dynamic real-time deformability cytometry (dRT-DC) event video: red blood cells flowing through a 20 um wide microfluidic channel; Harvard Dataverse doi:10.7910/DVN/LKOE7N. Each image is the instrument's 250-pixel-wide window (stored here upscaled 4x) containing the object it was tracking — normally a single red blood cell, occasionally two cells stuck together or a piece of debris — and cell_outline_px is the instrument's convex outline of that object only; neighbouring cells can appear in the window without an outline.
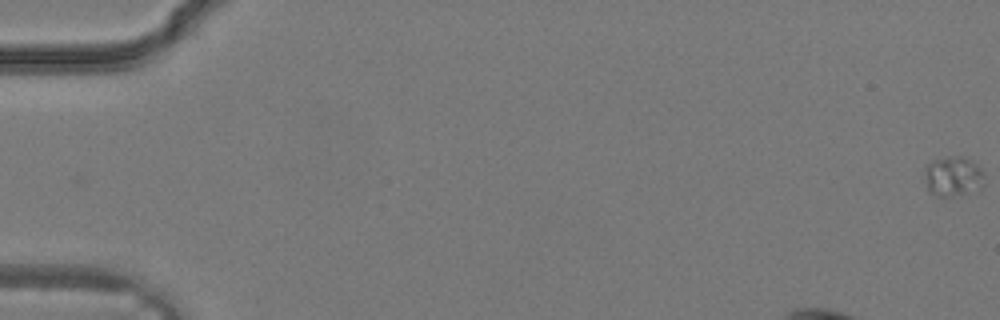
{"species": "common noctule bat (a hibernating species)", "species_latin": "Nyctalus noctula", "temperature_condition": "warm", "stored_images_in_passage": 33, "camera_frame_rate_fps": 3000, "um_per_image_px": 0.085, "animal": {"sex": "male", "body_mass_g": 19.2, "forearm_length_mm": 51.8}, "frame": {"image": 1, "passage_image": 1, "time_ms": 0.0, "image_size_px": [1000, 320], "cell_outline_px": [[984, 184], [964, 192], [948, 196], [936, 196], [928, 188], [924, 180], [924, 168], [928, 164], [936, 160], [948, 156], [964, 156], [976, 164], [984, 172]], "centroid_in_image_um": [80.98, 14.95], "position_along_channel_um": 4.0, "area_um2": 13.53}}
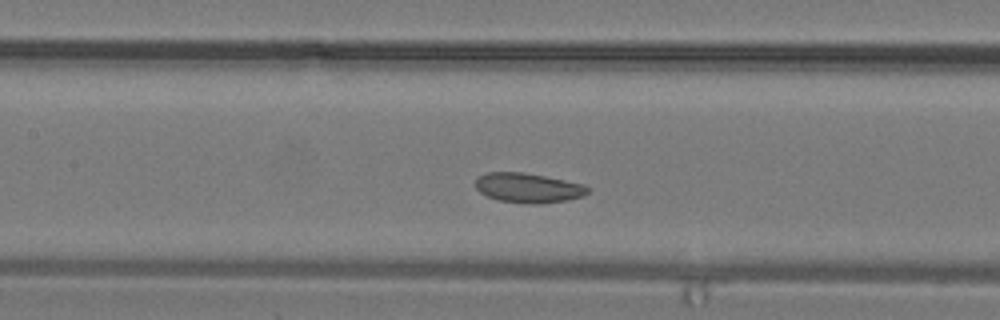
{"frame": {"image": 2, "passage_image": 15, "time_ms": 4.667, "image_size_px": [1000, 320], "cell_outline_px": [[592, 188], [584, 196], [568, 200], [540, 204], [528, 204], [500, 200], [488, 196], [480, 192], [476, 188], [476, 176], [488, 172], [524, 172], [584, 184]], "centroid_in_image_um": [44.92, 15.97], "position_along_channel_um": 162.5, "area_um2": 19.54}}
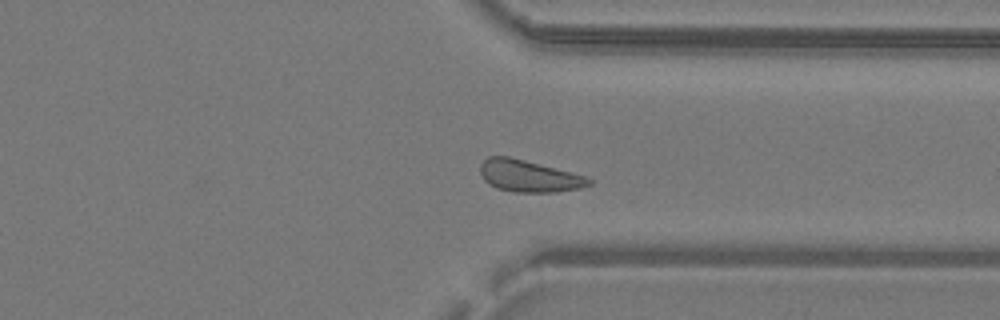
{"frame": {"image": 3, "passage_image": 25, "time_ms": 8.0, "image_size_px": [1000, 320], "cell_outline_px": [[592, 184], [580, 188], [556, 192], [512, 192], [496, 188], [488, 184], [484, 180], [480, 172], [480, 164], [488, 156], [508, 156], [524, 160], [584, 176], [592, 180]], "centroid_in_image_um": [44.9, 14.97], "position_along_channel_um": 366.5, "area_um2": 20.0}}